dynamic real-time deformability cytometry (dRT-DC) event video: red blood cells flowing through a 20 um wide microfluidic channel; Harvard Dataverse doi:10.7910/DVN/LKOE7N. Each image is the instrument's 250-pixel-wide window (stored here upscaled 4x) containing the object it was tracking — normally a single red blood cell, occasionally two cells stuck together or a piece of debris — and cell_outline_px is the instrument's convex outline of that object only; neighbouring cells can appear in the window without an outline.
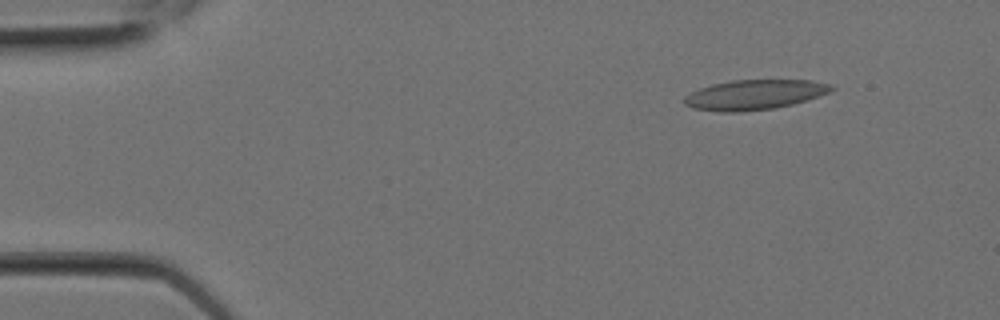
{"species": "Egyptian fruit bat (a non-hibernating species)", "species_latin": "Rousettus aegyptiacus", "temperature_condition": "room temperature", "stored_images_in_passage": 6, "camera_frame_rate_fps": 3000, "um_per_image_px": 0.085, "animal": {"sex": "female"}, "frame": {"image": 1, "passage_image": 1, "time_ms": 0.0, "image_size_px": [1000, 320], "cell_outline_px": [[836, 88], [828, 92], [792, 104], [776, 108], [740, 112], [720, 112], [692, 108], [684, 104], [684, 96], [700, 88], [712, 84], [732, 80], [812, 80], [832, 84]], "centroid_in_image_um": [64.1, 8.05], "position_along_channel_um": 20.9, "area_um2": 25.61}}
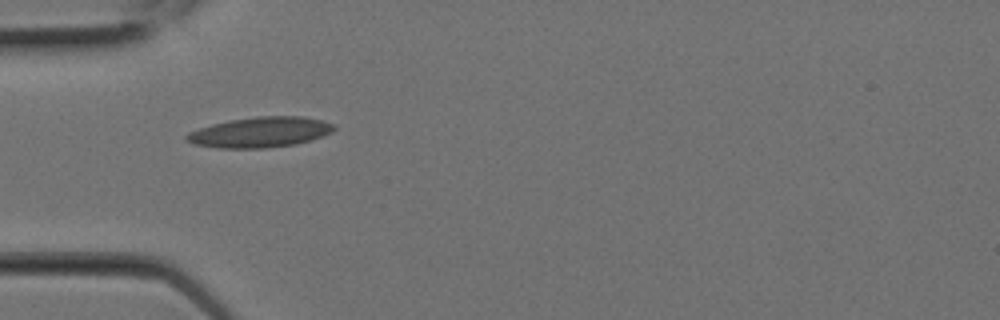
{"frame": {"image": 2, "passage_image": 5, "time_ms": 1.333, "image_size_px": [1000, 320], "cell_outline_px": [[336, 128], [332, 132], [324, 136], [296, 144], [268, 148], [216, 148], [192, 144], [184, 140], [184, 136], [188, 132], [212, 124], [228, 120], [260, 116], [304, 116], [336, 124]], "centroid_in_image_um": [22.1, 11.24], "position_along_channel_um": 62.9, "area_um2": 26.41}}